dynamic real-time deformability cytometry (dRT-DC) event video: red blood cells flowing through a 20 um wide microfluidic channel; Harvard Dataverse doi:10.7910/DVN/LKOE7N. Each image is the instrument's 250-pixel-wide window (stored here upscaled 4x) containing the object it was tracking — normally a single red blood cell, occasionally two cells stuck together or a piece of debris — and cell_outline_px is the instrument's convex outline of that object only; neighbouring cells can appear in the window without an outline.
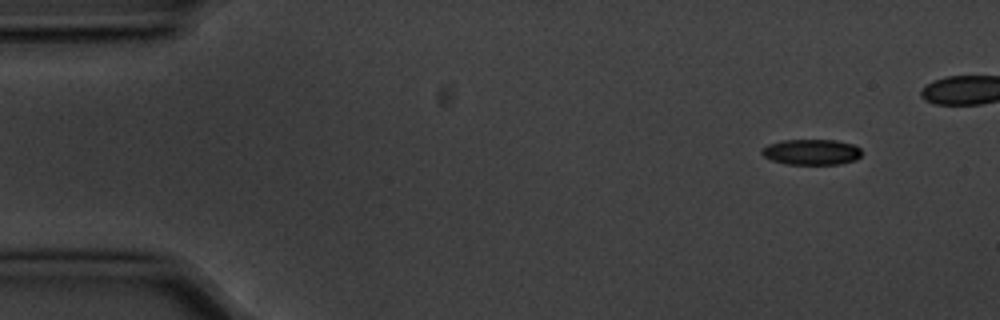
{"species": "common noctule bat (a hibernating species)", "species_latin": "Nyctalus noctula", "temperature_condition": "cold", "stored_images_in_passage": 6, "camera_frame_rate_fps": 3000, "um_per_image_px": 0.085, "animal": {"sex": "male", "body_mass_g": 20.1, "forearm_length_mm": 53.5}, "frame": {"image": 1, "passage_image": 2, "time_ms": 0.333, "image_size_px": [1000, 320], "cell_outline_px": [[860, 156], [856, 160], [840, 164], [788, 164], [772, 160], [764, 156], [760, 152], [768, 144], [784, 140], [836, 140], [852, 144], [860, 148]], "centroid_in_image_um": [68.99, 12.92], "position_along_channel_um": 16.0, "area_um2": 14.8}}